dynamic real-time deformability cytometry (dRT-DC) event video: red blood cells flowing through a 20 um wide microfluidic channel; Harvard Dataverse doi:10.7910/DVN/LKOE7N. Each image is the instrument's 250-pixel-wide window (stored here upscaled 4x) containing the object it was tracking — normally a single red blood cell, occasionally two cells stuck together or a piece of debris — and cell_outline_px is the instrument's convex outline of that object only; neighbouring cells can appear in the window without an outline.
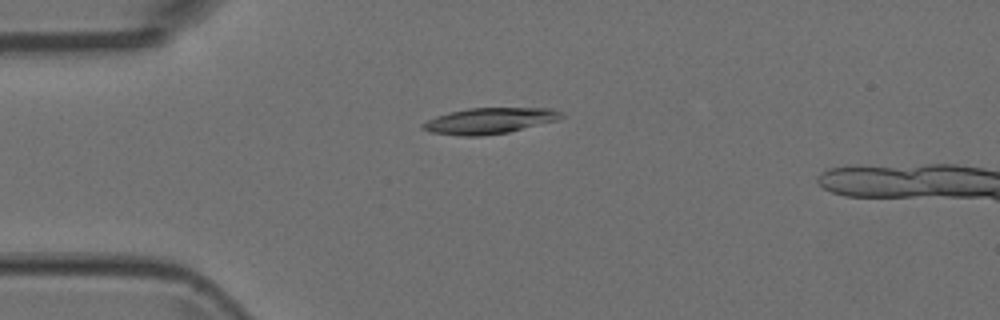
{"species": "Egyptian fruit bat (a non-hibernating species)", "species_latin": "Rousettus aegyptiacus", "temperature_condition": "room temperature", "stored_images_in_passage": 6, "camera_frame_rate_fps": 3000, "um_per_image_px": 0.085, "animal": {"sex": "female"}, "frame": {"image": 1, "passage_image": 4, "time_ms": 1.0, "image_size_px": [1000, 320], "cell_outline_px": [[564, 116], [560, 120], [508, 132], [480, 136], [460, 136], [428, 132], [420, 128], [420, 124], [436, 116], [468, 108], [552, 108], [564, 112]], "centroid_in_image_um": [41.63, 10.27], "position_along_channel_um": 43.4, "area_um2": 21.15}}
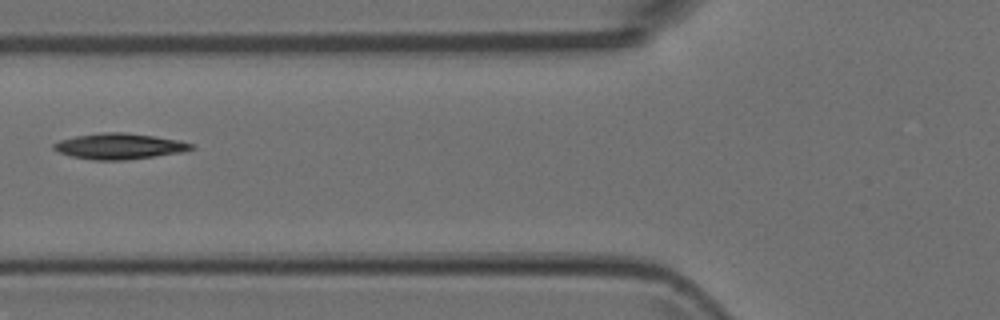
{"frame": {"image": 2, "passage_image": 6, "time_ms": 1.667, "image_size_px": [1000, 320], "cell_outline_px": [[196, 148], [180, 152], [124, 160], [92, 160], [72, 156], [60, 152], [52, 148], [52, 144], [60, 140], [76, 136], [104, 132], [124, 132], [156, 136], [180, 140], [192, 144]], "centroid_in_image_um": [10.14, 12.42], "position_along_channel_um": 115.7, "area_um2": 20.52}}